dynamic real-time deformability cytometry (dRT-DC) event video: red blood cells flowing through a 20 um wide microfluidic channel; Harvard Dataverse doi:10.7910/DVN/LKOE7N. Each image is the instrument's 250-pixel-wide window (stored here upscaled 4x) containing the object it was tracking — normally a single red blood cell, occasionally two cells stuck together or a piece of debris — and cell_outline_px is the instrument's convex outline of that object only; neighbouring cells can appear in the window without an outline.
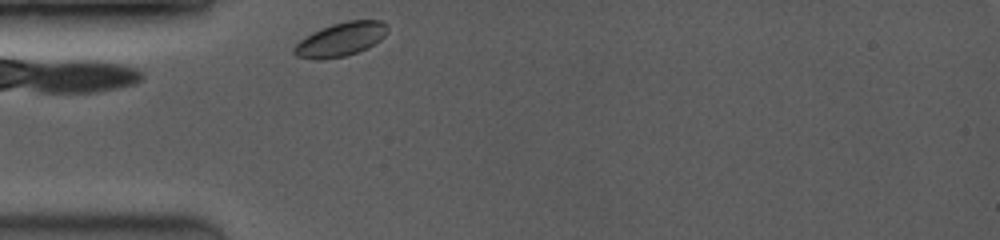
{"species": "common noctule bat (a hibernating species)", "species_latin": "Nyctalus noctula", "temperature_condition": "room temperature", "stored_images_in_passage": 35, "camera_frame_rate_fps": 3500, "um_per_image_px": 0.085, "animal": {"sex": "female", "body_mass_g": 19.0, "forearm_length_mm": 53.3}, "frame": {"image": 1, "passage_image": 1, "time_ms": 0.0, "image_size_px": [1000, 240], "cell_outline_px": [[388, 32], [380, 40], [368, 48], [344, 56], [324, 60], [316, 60], [296, 56], [292, 52], [292, 48], [300, 40], [312, 32], [320, 28], [332, 24], [348, 20], [380, 20], [388, 24]], "centroid_in_image_um": [28.95, 3.35], "position_along_channel_um": 56.0, "area_um2": 18.61}}
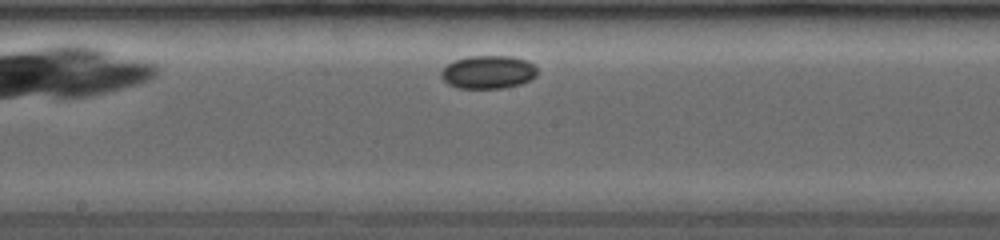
{"frame": {"image": 2, "passage_image": 16, "time_ms": 4.286, "image_size_px": [1000, 240], "cell_outline_px": [[536, 76], [532, 80], [520, 84], [504, 88], [456, 88], [448, 84], [440, 76], [440, 72], [448, 64], [456, 60], [468, 56], [512, 56], [528, 60], [536, 68]], "centroid_in_image_um": [41.5, 6.13], "position_along_channel_um": 206.7, "area_um2": 18.67}}
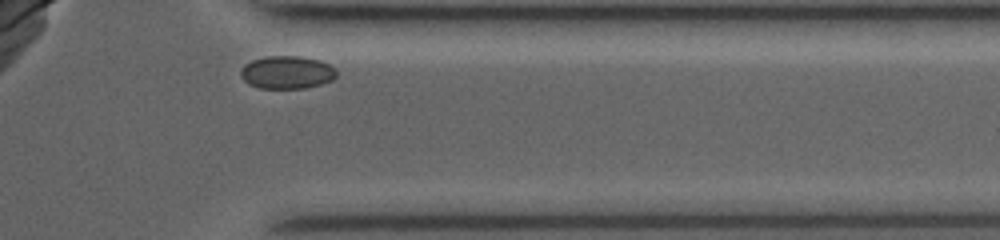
{"frame": {"image": 3, "passage_image": 33, "time_ms": 9.143, "image_size_px": [1000, 240], "cell_outline_px": [[336, 76], [332, 80], [320, 84], [304, 88], [260, 88], [248, 84], [240, 76], [240, 72], [244, 64], [252, 60], [268, 56], [300, 56], [320, 60], [336, 68]], "centroid_in_image_um": [24.38, 6.14], "position_along_channel_um": 387.0, "area_um2": 18.38}}